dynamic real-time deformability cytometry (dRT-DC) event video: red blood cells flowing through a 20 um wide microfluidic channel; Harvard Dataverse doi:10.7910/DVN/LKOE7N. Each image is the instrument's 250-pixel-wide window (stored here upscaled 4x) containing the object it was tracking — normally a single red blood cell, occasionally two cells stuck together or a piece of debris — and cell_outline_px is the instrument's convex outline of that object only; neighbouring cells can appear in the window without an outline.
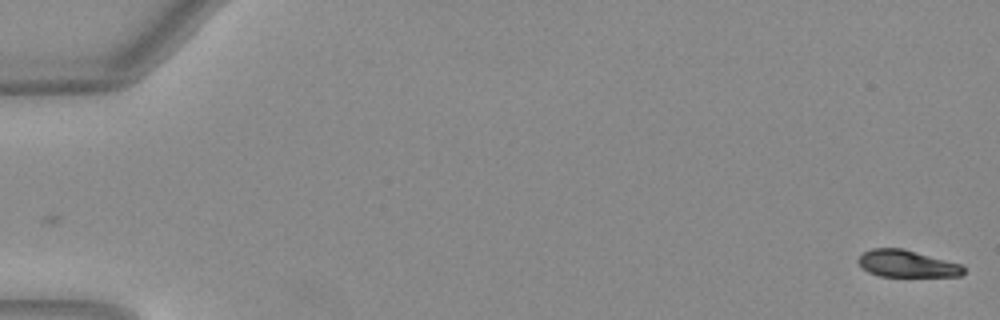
{"species": "Egyptian fruit bat (a non-hibernating species)", "species_latin": "Rousettus aegyptiacus", "temperature_condition": "warm", "stored_images_in_passage": 15, "camera_frame_rate_fps": 3000, "um_per_image_px": 0.085, "animal": {"sex": "female"}, "frame": {"image": 1, "passage_image": 1, "time_ms": 0.0, "image_size_px": [1000, 320], "cell_outline_px": [[964, 272], [960, 276], [880, 276], [868, 272], [856, 260], [864, 252], [872, 248], [900, 248], [960, 264], [964, 268]], "centroid_in_image_um": [77.05, 22.42], "position_along_channel_um": 7.9, "area_um2": 16.18}}